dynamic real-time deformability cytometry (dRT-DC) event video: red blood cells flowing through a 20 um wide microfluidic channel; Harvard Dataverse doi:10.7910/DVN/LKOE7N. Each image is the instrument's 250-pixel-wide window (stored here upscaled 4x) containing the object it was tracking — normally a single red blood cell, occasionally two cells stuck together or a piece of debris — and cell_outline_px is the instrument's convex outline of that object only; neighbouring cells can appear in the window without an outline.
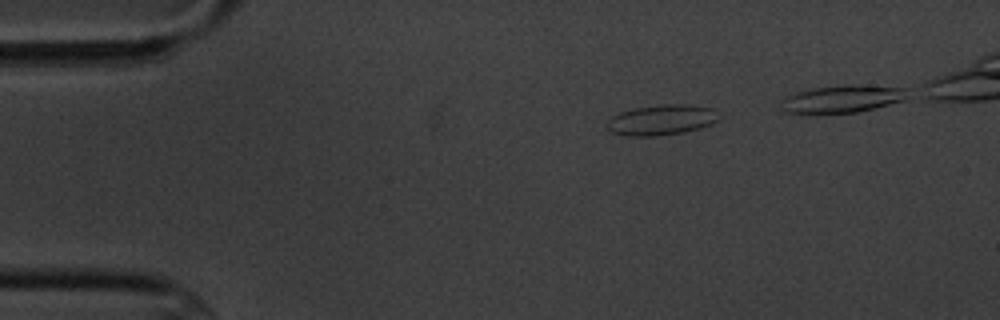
{"species": "common noctule bat (a hibernating species)", "species_latin": "Nyctalus noctula", "temperature_condition": "cold", "stored_images_in_passage": 5, "camera_frame_rate_fps": 3000, "um_per_image_px": 0.085, "animal": {"sex": "male", "body_mass_g": 20.1, "forearm_length_mm": 53.5}, "frame": {"image": 1, "passage_image": 2, "time_ms": 1.333, "image_size_px": [1000, 320], "cell_outline_px": [[720, 120], [700, 128], [684, 132], [656, 136], [628, 136], [612, 132], [604, 124], [612, 116], [620, 112], [632, 108], [660, 104], [688, 104], [716, 108]], "centroid_in_image_um": [56.24, 10.18], "position_along_channel_um": 28.8, "area_um2": 20.17}}